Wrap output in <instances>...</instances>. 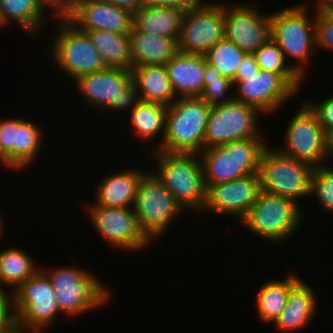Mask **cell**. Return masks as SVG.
Masks as SVG:
<instances>
[{"instance_id":"cell-37","label":"cell","mask_w":333,"mask_h":333,"mask_svg":"<svg viewBox=\"0 0 333 333\" xmlns=\"http://www.w3.org/2000/svg\"><path fill=\"white\" fill-rule=\"evenodd\" d=\"M315 49L333 54V12L314 13Z\"/></svg>"},{"instance_id":"cell-14","label":"cell","mask_w":333,"mask_h":333,"mask_svg":"<svg viewBox=\"0 0 333 333\" xmlns=\"http://www.w3.org/2000/svg\"><path fill=\"white\" fill-rule=\"evenodd\" d=\"M296 111L284 130V145L276 149L314 168L326 166L325 132L317 116L306 103Z\"/></svg>"},{"instance_id":"cell-47","label":"cell","mask_w":333,"mask_h":333,"mask_svg":"<svg viewBox=\"0 0 333 333\" xmlns=\"http://www.w3.org/2000/svg\"><path fill=\"white\" fill-rule=\"evenodd\" d=\"M2 163H3V164H2ZM0 164L4 165L5 168L7 167L8 170L11 169L10 171H13V169L7 164V162H6L5 159L2 157L1 154H0Z\"/></svg>"},{"instance_id":"cell-46","label":"cell","mask_w":333,"mask_h":333,"mask_svg":"<svg viewBox=\"0 0 333 333\" xmlns=\"http://www.w3.org/2000/svg\"><path fill=\"white\" fill-rule=\"evenodd\" d=\"M1 214V213H0ZM5 222H4V220H3V216H2V214L0 215V238H1V236H2V234H4V226H5V224H4Z\"/></svg>"},{"instance_id":"cell-40","label":"cell","mask_w":333,"mask_h":333,"mask_svg":"<svg viewBox=\"0 0 333 333\" xmlns=\"http://www.w3.org/2000/svg\"><path fill=\"white\" fill-rule=\"evenodd\" d=\"M259 70L254 54L247 53L239 64L235 78L232 80L233 85L235 86L239 81L246 80V77L255 75Z\"/></svg>"},{"instance_id":"cell-10","label":"cell","mask_w":333,"mask_h":333,"mask_svg":"<svg viewBox=\"0 0 333 333\" xmlns=\"http://www.w3.org/2000/svg\"><path fill=\"white\" fill-rule=\"evenodd\" d=\"M72 82L86 105L101 111L126 112L140 101L132 72L128 69L106 67Z\"/></svg>"},{"instance_id":"cell-25","label":"cell","mask_w":333,"mask_h":333,"mask_svg":"<svg viewBox=\"0 0 333 333\" xmlns=\"http://www.w3.org/2000/svg\"><path fill=\"white\" fill-rule=\"evenodd\" d=\"M47 9L45 0H0V27L13 21L35 38L44 32Z\"/></svg>"},{"instance_id":"cell-24","label":"cell","mask_w":333,"mask_h":333,"mask_svg":"<svg viewBox=\"0 0 333 333\" xmlns=\"http://www.w3.org/2000/svg\"><path fill=\"white\" fill-rule=\"evenodd\" d=\"M131 72L141 101L169 106L177 99L165 65H141Z\"/></svg>"},{"instance_id":"cell-34","label":"cell","mask_w":333,"mask_h":333,"mask_svg":"<svg viewBox=\"0 0 333 333\" xmlns=\"http://www.w3.org/2000/svg\"><path fill=\"white\" fill-rule=\"evenodd\" d=\"M245 55L235 43L223 38L208 51L205 58L207 63L217 68L224 77L233 80Z\"/></svg>"},{"instance_id":"cell-11","label":"cell","mask_w":333,"mask_h":333,"mask_svg":"<svg viewBox=\"0 0 333 333\" xmlns=\"http://www.w3.org/2000/svg\"><path fill=\"white\" fill-rule=\"evenodd\" d=\"M267 146L260 158L259 177L261 190L287 197L300 204L301 197L310 196L314 167L286 156Z\"/></svg>"},{"instance_id":"cell-28","label":"cell","mask_w":333,"mask_h":333,"mask_svg":"<svg viewBox=\"0 0 333 333\" xmlns=\"http://www.w3.org/2000/svg\"><path fill=\"white\" fill-rule=\"evenodd\" d=\"M296 273L285 279H269L256 293V313L261 322L273 324L288 303L291 288L300 280Z\"/></svg>"},{"instance_id":"cell-13","label":"cell","mask_w":333,"mask_h":333,"mask_svg":"<svg viewBox=\"0 0 333 333\" xmlns=\"http://www.w3.org/2000/svg\"><path fill=\"white\" fill-rule=\"evenodd\" d=\"M223 38L225 19L221 1L205 0L184 12L177 41L179 52L205 56Z\"/></svg>"},{"instance_id":"cell-32","label":"cell","mask_w":333,"mask_h":333,"mask_svg":"<svg viewBox=\"0 0 333 333\" xmlns=\"http://www.w3.org/2000/svg\"><path fill=\"white\" fill-rule=\"evenodd\" d=\"M254 56L260 70L280 74L297 92L306 82L286 62L283 52L272 39L262 45L254 53Z\"/></svg>"},{"instance_id":"cell-35","label":"cell","mask_w":333,"mask_h":333,"mask_svg":"<svg viewBox=\"0 0 333 333\" xmlns=\"http://www.w3.org/2000/svg\"><path fill=\"white\" fill-rule=\"evenodd\" d=\"M328 165L314 168L310 196H316L322 210L333 213V168Z\"/></svg>"},{"instance_id":"cell-29","label":"cell","mask_w":333,"mask_h":333,"mask_svg":"<svg viewBox=\"0 0 333 333\" xmlns=\"http://www.w3.org/2000/svg\"><path fill=\"white\" fill-rule=\"evenodd\" d=\"M98 50L106 67L132 69L129 34L106 30L83 31Z\"/></svg>"},{"instance_id":"cell-44","label":"cell","mask_w":333,"mask_h":333,"mask_svg":"<svg viewBox=\"0 0 333 333\" xmlns=\"http://www.w3.org/2000/svg\"><path fill=\"white\" fill-rule=\"evenodd\" d=\"M325 155H326V162L329 163L330 161H332V159H333V129H329V130L325 131Z\"/></svg>"},{"instance_id":"cell-16","label":"cell","mask_w":333,"mask_h":333,"mask_svg":"<svg viewBox=\"0 0 333 333\" xmlns=\"http://www.w3.org/2000/svg\"><path fill=\"white\" fill-rule=\"evenodd\" d=\"M221 4L224 6L225 38L246 54H254L272 39L271 14L263 15L253 4Z\"/></svg>"},{"instance_id":"cell-5","label":"cell","mask_w":333,"mask_h":333,"mask_svg":"<svg viewBox=\"0 0 333 333\" xmlns=\"http://www.w3.org/2000/svg\"><path fill=\"white\" fill-rule=\"evenodd\" d=\"M210 109V103L199 97L177 98L168 106L164 139L156 150L199 154L204 149Z\"/></svg>"},{"instance_id":"cell-27","label":"cell","mask_w":333,"mask_h":333,"mask_svg":"<svg viewBox=\"0 0 333 333\" xmlns=\"http://www.w3.org/2000/svg\"><path fill=\"white\" fill-rule=\"evenodd\" d=\"M184 11L177 8L143 5L133 14V27L140 32L174 38L178 41Z\"/></svg>"},{"instance_id":"cell-23","label":"cell","mask_w":333,"mask_h":333,"mask_svg":"<svg viewBox=\"0 0 333 333\" xmlns=\"http://www.w3.org/2000/svg\"><path fill=\"white\" fill-rule=\"evenodd\" d=\"M132 67L141 65H165L178 50L174 38L140 32L132 27L129 33Z\"/></svg>"},{"instance_id":"cell-17","label":"cell","mask_w":333,"mask_h":333,"mask_svg":"<svg viewBox=\"0 0 333 333\" xmlns=\"http://www.w3.org/2000/svg\"><path fill=\"white\" fill-rule=\"evenodd\" d=\"M261 191L258 173L207 187L206 203L201 212L231 216L241 221L258 199Z\"/></svg>"},{"instance_id":"cell-2","label":"cell","mask_w":333,"mask_h":333,"mask_svg":"<svg viewBox=\"0 0 333 333\" xmlns=\"http://www.w3.org/2000/svg\"><path fill=\"white\" fill-rule=\"evenodd\" d=\"M41 268L50 278L58 306L64 316H81L109 303L112 296L109 287L88 269L75 265Z\"/></svg>"},{"instance_id":"cell-15","label":"cell","mask_w":333,"mask_h":333,"mask_svg":"<svg viewBox=\"0 0 333 333\" xmlns=\"http://www.w3.org/2000/svg\"><path fill=\"white\" fill-rule=\"evenodd\" d=\"M85 211L98 235L113 249L138 253L150 246L151 243L138 227L133 208L97 206L89 202Z\"/></svg>"},{"instance_id":"cell-36","label":"cell","mask_w":333,"mask_h":333,"mask_svg":"<svg viewBox=\"0 0 333 333\" xmlns=\"http://www.w3.org/2000/svg\"><path fill=\"white\" fill-rule=\"evenodd\" d=\"M19 117L0 120V154L15 171V144Z\"/></svg>"},{"instance_id":"cell-20","label":"cell","mask_w":333,"mask_h":333,"mask_svg":"<svg viewBox=\"0 0 333 333\" xmlns=\"http://www.w3.org/2000/svg\"><path fill=\"white\" fill-rule=\"evenodd\" d=\"M315 290L300 279L290 290L288 303L272 324L280 333H295L311 324L318 313Z\"/></svg>"},{"instance_id":"cell-33","label":"cell","mask_w":333,"mask_h":333,"mask_svg":"<svg viewBox=\"0 0 333 333\" xmlns=\"http://www.w3.org/2000/svg\"><path fill=\"white\" fill-rule=\"evenodd\" d=\"M204 88L199 98L219 106L232 102L235 99L233 81L224 77L221 72L209 65L205 58V72L203 76Z\"/></svg>"},{"instance_id":"cell-22","label":"cell","mask_w":333,"mask_h":333,"mask_svg":"<svg viewBox=\"0 0 333 333\" xmlns=\"http://www.w3.org/2000/svg\"><path fill=\"white\" fill-rule=\"evenodd\" d=\"M120 170L101 179L95 190V205L112 208H133L137 185L145 170Z\"/></svg>"},{"instance_id":"cell-43","label":"cell","mask_w":333,"mask_h":333,"mask_svg":"<svg viewBox=\"0 0 333 333\" xmlns=\"http://www.w3.org/2000/svg\"><path fill=\"white\" fill-rule=\"evenodd\" d=\"M113 5L128 10L132 14L136 13L142 6L141 0H106Z\"/></svg>"},{"instance_id":"cell-42","label":"cell","mask_w":333,"mask_h":333,"mask_svg":"<svg viewBox=\"0 0 333 333\" xmlns=\"http://www.w3.org/2000/svg\"><path fill=\"white\" fill-rule=\"evenodd\" d=\"M79 0H45L46 5L52 9L50 16L64 15Z\"/></svg>"},{"instance_id":"cell-3","label":"cell","mask_w":333,"mask_h":333,"mask_svg":"<svg viewBox=\"0 0 333 333\" xmlns=\"http://www.w3.org/2000/svg\"><path fill=\"white\" fill-rule=\"evenodd\" d=\"M297 4L271 13V36L286 62L303 80H307L308 62L314 54L312 51H316L314 12H310L308 4ZM291 58L293 64L288 62Z\"/></svg>"},{"instance_id":"cell-8","label":"cell","mask_w":333,"mask_h":333,"mask_svg":"<svg viewBox=\"0 0 333 333\" xmlns=\"http://www.w3.org/2000/svg\"><path fill=\"white\" fill-rule=\"evenodd\" d=\"M133 210L140 231L150 243L158 241L172 220L185 212L152 170H146L138 182Z\"/></svg>"},{"instance_id":"cell-7","label":"cell","mask_w":333,"mask_h":333,"mask_svg":"<svg viewBox=\"0 0 333 333\" xmlns=\"http://www.w3.org/2000/svg\"><path fill=\"white\" fill-rule=\"evenodd\" d=\"M12 302L19 333H42L62 315L50 278L42 268L12 292Z\"/></svg>"},{"instance_id":"cell-41","label":"cell","mask_w":333,"mask_h":333,"mask_svg":"<svg viewBox=\"0 0 333 333\" xmlns=\"http://www.w3.org/2000/svg\"><path fill=\"white\" fill-rule=\"evenodd\" d=\"M143 5L166 6L177 8L181 11H188L190 8L197 7L205 0H141Z\"/></svg>"},{"instance_id":"cell-4","label":"cell","mask_w":333,"mask_h":333,"mask_svg":"<svg viewBox=\"0 0 333 333\" xmlns=\"http://www.w3.org/2000/svg\"><path fill=\"white\" fill-rule=\"evenodd\" d=\"M264 135L204 148L201 160L206 188L259 172L260 158L268 141ZM267 142V143H266Z\"/></svg>"},{"instance_id":"cell-6","label":"cell","mask_w":333,"mask_h":333,"mask_svg":"<svg viewBox=\"0 0 333 333\" xmlns=\"http://www.w3.org/2000/svg\"><path fill=\"white\" fill-rule=\"evenodd\" d=\"M300 205L287 197L261 190L257 201L240 222L263 241L282 244L302 228L304 215Z\"/></svg>"},{"instance_id":"cell-30","label":"cell","mask_w":333,"mask_h":333,"mask_svg":"<svg viewBox=\"0 0 333 333\" xmlns=\"http://www.w3.org/2000/svg\"><path fill=\"white\" fill-rule=\"evenodd\" d=\"M41 266L25 250L6 247L0 250V289L13 292L22 282L32 277Z\"/></svg>"},{"instance_id":"cell-19","label":"cell","mask_w":333,"mask_h":333,"mask_svg":"<svg viewBox=\"0 0 333 333\" xmlns=\"http://www.w3.org/2000/svg\"><path fill=\"white\" fill-rule=\"evenodd\" d=\"M63 16L80 31L129 34L133 27V14L106 0H79Z\"/></svg>"},{"instance_id":"cell-38","label":"cell","mask_w":333,"mask_h":333,"mask_svg":"<svg viewBox=\"0 0 333 333\" xmlns=\"http://www.w3.org/2000/svg\"><path fill=\"white\" fill-rule=\"evenodd\" d=\"M0 289V333H15V315L13 312L12 292ZM9 293V294H8Z\"/></svg>"},{"instance_id":"cell-18","label":"cell","mask_w":333,"mask_h":333,"mask_svg":"<svg viewBox=\"0 0 333 333\" xmlns=\"http://www.w3.org/2000/svg\"><path fill=\"white\" fill-rule=\"evenodd\" d=\"M234 93L235 100L257 108L265 117L278 112L299 94L280 74L267 70H259L239 81Z\"/></svg>"},{"instance_id":"cell-39","label":"cell","mask_w":333,"mask_h":333,"mask_svg":"<svg viewBox=\"0 0 333 333\" xmlns=\"http://www.w3.org/2000/svg\"><path fill=\"white\" fill-rule=\"evenodd\" d=\"M307 100H305L306 104L317 116L324 132L333 129V95L323 99L321 102H315L314 100L309 102V99Z\"/></svg>"},{"instance_id":"cell-12","label":"cell","mask_w":333,"mask_h":333,"mask_svg":"<svg viewBox=\"0 0 333 333\" xmlns=\"http://www.w3.org/2000/svg\"><path fill=\"white\" fill-rule=\"evenodd\" d=\"M257 108L233 100L230 103L211 106L204 139V148L216 147L233 141L260 138V116Z\"/></svg>"},{"instance_id":"cell-26","label":"cell","mask_w":333,"mask_h":333,"mask_svg":"<svg viewBox=\"0 0 333 333\" xmlns=\"http://www.w3.org/2000/svg\"><path fill=\"white\" fill-rule=\"evenodd\" d=\"M167 109L168 106L164 104L140 100L128 111L133 137L135 136L140 139L138 141L142 140L145 143L159 138V144L156 143L157 145H154V147L151 146L149 151L156 150L164 139Z\"/></svg>"},{"instance_id":"cell-9","label":"cell","mask_w":333,"mask_h":333,"mask_svg":"<svg viewBox=\"0 0 333 333\" xmlns=\"http://www.w3.org/2000/svg\"><path fill=\"white\" fill-rule=\"evenodd\" d=\"M57 25L50 42V58L73 81L106 68L98 50L86 32L78 30L63 15L51 17ZM54 18V19H53ZM57 21V22H56ZM57 29V30H56ZM51 50V51H50Z\"/></svg>"},{"instance_id":"cell-45","label":"cell","mask_w":333,"mask_h":333,"mask_svg":"<svg viewBox=\"0 0 333 333\" xmlns=\"http://www.w3.org/2000/svg\"><path fill=\"white\" fill-rule=\"evenodd\" d=\"M313 10L316 12H333V0H315Z\"/></svg>"},{"instance_id":"cell-31","label":"cell","mask_w":333,"mask_h":333,"mask_svg":"<svg viewBox=\"0 0 333 333\" xmlns=\"http://www.w3.org/2000/svg\"><path fill=\"white\" fill-rule=\"evenodd\" d=\"M44 140V133L36 123L19 117L15 144V171L25 170L34 164Z\"/></svg>"},{"instance_id":"cell-21","label":"cell","mask_w":333,"mask_h":333,"mask_svg":"<svg viewBox=\"0 0 333 333\" xmlns=\"http://www.w3.org/2000/svg\"><path fill=\"white\" fill-rule=\"evenodd\" d=\"M165 67L176 98L200 96L204 88L205 56L178 52Z\"/></svg>"},{"instance_id":"cell-1","label":"cell","mask_w":333,"mask_h":333,"mask_svg":"<svg viewBox=\"0 0 333 333\" xmlns=\"http://www.w3.org/2000/svg\"><path fill=\"white\" fill-rule=\"evenodd\" d=\"M151 152L157 169L152 171L182 208L201 213L206 203L207 188L203 169L197 153ZM155 171V172H154ZM190 210V211H189Z\"/></svg>"}]
</instances>
